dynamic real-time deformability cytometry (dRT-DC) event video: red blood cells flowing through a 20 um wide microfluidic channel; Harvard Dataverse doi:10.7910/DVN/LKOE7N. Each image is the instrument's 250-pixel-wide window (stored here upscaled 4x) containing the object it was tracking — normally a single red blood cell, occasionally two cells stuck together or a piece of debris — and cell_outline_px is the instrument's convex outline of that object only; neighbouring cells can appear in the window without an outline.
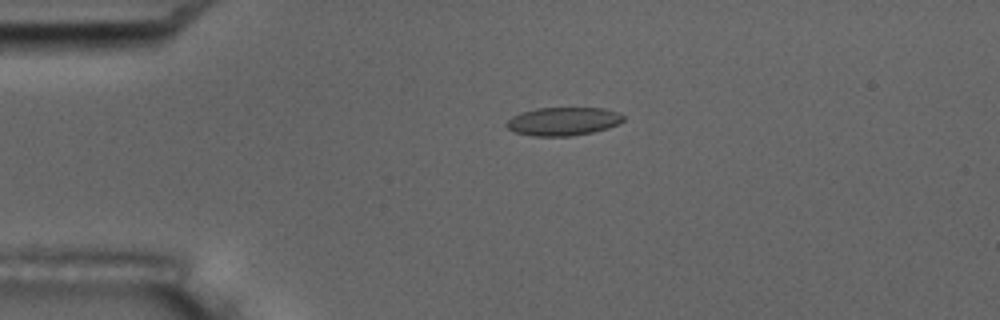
{"species": "common noctule bat (a hibernating species)", "species_latin": "Nyctalus noctula", "temperature_condition": "room temperature", "stored_images_in_passage": 6, "camera_frame_rate_fps": 3000, "um_per_image_px": 0.085, "animal": {"sex": "male", "body_mass_g": 17.5, "forearm_length_mm": 52.3}, "frame": {"image": 1, "passage_image": 4, "time_ms": 3.667, "image_size_px": [1000, 320], "cell_outline_px": [[624, 120], [620, 124], [608, 128], [592, 132], [572, 136], [532, 136], [516, 132], [508, 128], [504, 124], [512, 116], [520, 112], [536, 108], [604, 108], [616, 112], [624, 116]], "centroid_in_image_um": [47.86, 10.31], "position_along_channel_um": 37.1, "area_um2": 19.36}}
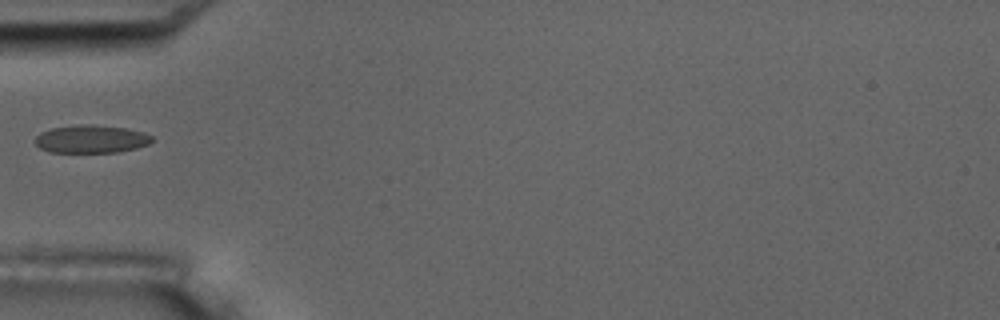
{"frame": {"image": 2, "passage_image": 6, "time_ms": 5.667, "image_size_px": [1000, 320], "cell_outline_px": [[152, 140], [148, 144], [136, 148], [116, 152], [48, 152], [40, 148], [36, 144], [36, 136], [40, 132], [52, 128], [80, 124], [92, 124], [124, 128], [144, 132], [152, 136]], "centroid_in_image_um": [7.73, 11.81], "position_along_channel_um": 77.3, "area_um2": 18.96}}